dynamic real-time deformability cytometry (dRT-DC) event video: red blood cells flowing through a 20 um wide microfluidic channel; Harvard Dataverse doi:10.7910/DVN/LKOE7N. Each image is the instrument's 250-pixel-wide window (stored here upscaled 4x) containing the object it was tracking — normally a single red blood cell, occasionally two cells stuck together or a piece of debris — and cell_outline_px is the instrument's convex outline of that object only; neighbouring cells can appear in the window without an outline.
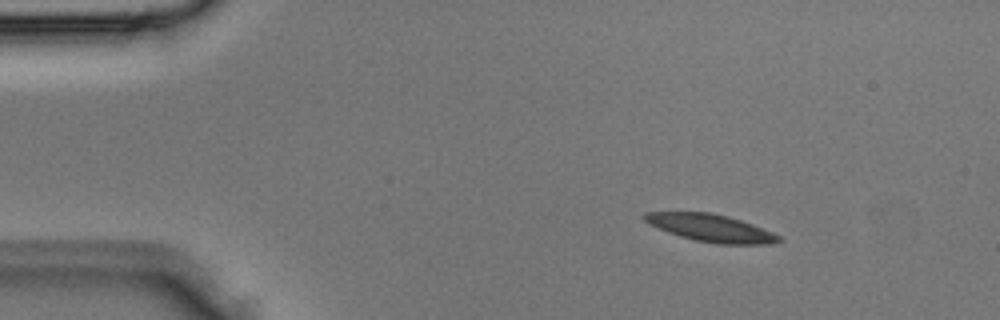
{"species": "Egyptian fruit bat (a non-hibernating species)", "species_latin": "Rousettus aegyptiacus", "temperature_condition": "room temperature", "stored_images_in_passage": 2, "camera_frame_rate_fps": 3000, "um_per_image_px": 0.085, "animal": {"sex": "male"}, "frame": {"image": 1, "passage_image": 1, "time_ms": 0.0, "image_size_px": [1000, 320], "cell_outline_px": [[784, 240], [776, 244], [716, 244], [696, 240], [680, 236], [668, 232], [648, 224], [640, 216], [644, 212], [712, 212], [728, 216], [752, 224], [772, 232], [780, 236]], "centroid_in_image_um": [60.42, 19.38], "position_along_channel_um": 24.6, "area_um2": 21.62}}